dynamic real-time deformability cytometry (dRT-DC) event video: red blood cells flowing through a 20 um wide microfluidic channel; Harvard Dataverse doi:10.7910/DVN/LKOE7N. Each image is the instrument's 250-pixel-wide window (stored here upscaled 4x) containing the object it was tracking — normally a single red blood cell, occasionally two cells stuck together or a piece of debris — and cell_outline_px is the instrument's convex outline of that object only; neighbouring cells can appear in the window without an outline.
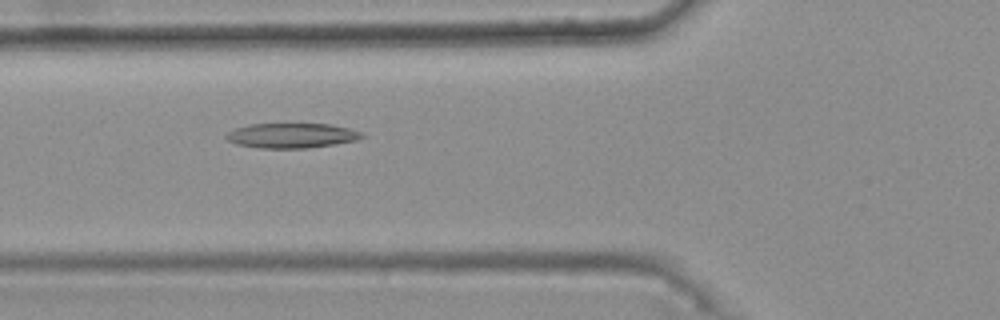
{"species": "common noctule bat (a hibernating species)", "species_latin": "Nyctalus noctula", "temperature_condition": "warm", "stored_images_in_passage": 37, "camera_frame_rate_fps": 3000, "um_per_image_px": 0.085, "animal": {"sex": "female", "body_mass_g": 25.1}, "frame": {"image": 1, "passage_image": 8, "time_ms": 2.333, "image_size_px": [1000, 320], "cell_outline_px": [[364, 136], [356, 140], [336, 144], [308, 148], [260, 148], [236, 144], [228, 140], [224, 136], [228, 132], [236, 128], [252, 124], [328, 124], [348, 128], [364, 132]], "centroid_in_image_um": [24.8, 11.53], "position_along_channel_um": 101.0, "area_um2": 19.59}}
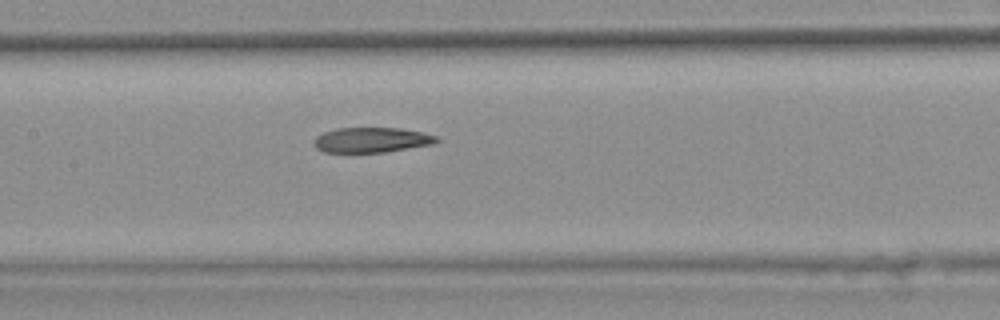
{"frame": {"image": 2, "passage_image": 14, "time_ms": 4.333, "image_size_px": [1000, 320], "cell_outline_px": [[440, 140], [432, 144], [384, 152], [324, 152], [316, 148], [312, 144], [312, 140], [316, 136], [324, 132], [336, 128], [400, 128], [424, 132], [436, 136]], "centroid_in_image_um": [31.55, 11.89], "position_along_channel_um": 175.9, "area_um2": 17.98}}
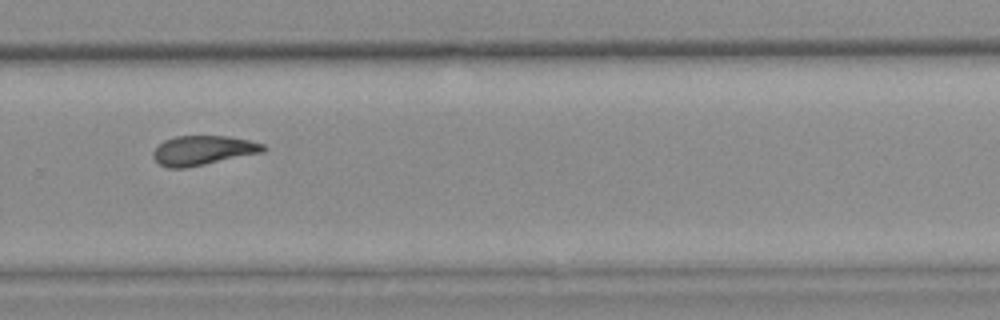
{"frame": {"image": 3, "passage_image": 25, "time_ms": 8.0, "image_size_px": [1000, 320], "cell_outline_px": [[268, 148], [264, 152], [188, 168], [168, 168], [160, 164], [152, 156], [152, 152], [164, 140], [176, 136], [228, 136], [248, 140], [264, 144]], "centroid_in_image_um": [17.27, 12.79], "position_along_channel_um": 312.5, "area_um2": 19.02}, "authors_computed_cell_mechanics": {"area_um2": 18.9584, "velocity_mm_per_s": 3.736, "shape_relaxation_time_tau1_ms": null, "shape_relaxation_time_tau2_ms": 4.4297, "deformation_change_tau1": null, "deformation_change_tau2": 0.1322}}